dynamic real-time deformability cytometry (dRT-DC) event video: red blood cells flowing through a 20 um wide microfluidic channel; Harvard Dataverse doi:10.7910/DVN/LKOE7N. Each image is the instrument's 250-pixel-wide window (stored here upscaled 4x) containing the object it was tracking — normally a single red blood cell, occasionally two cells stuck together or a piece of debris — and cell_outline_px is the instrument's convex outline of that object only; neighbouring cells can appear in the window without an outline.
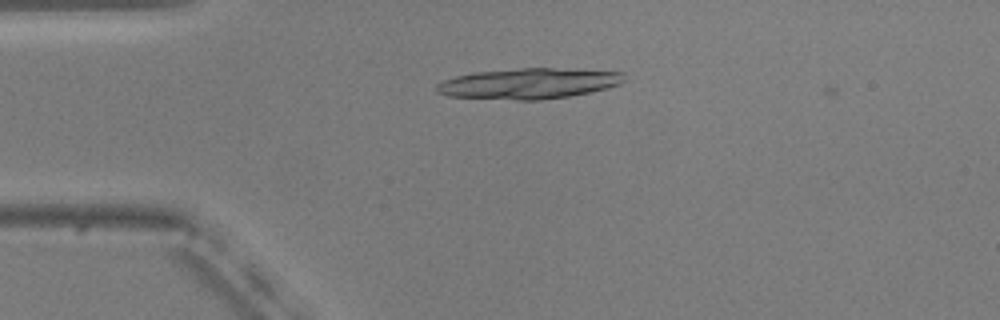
{"species": "common noctule bat (a hibernating species)", "species_latin": "Nyctalus noctula", "temperature_condition": "warm", "stored_images_in_passage": 3, "camera_frame_rate_fps": 3000, "um_per_image_px": 0.085, "animal": {"sex": "male", "body_mass_g": 20.5, "forearm_length_mm": 52.5}, "frame": {"image": 1, "passage_image": 2, "time_ms": 0.333, "image_size_px": [1000, 320], "cell_outline_px": [[624, 80], [620, 84], [608, 88], [568, 96], [540, 100], [516, 100], [448, 96], [436, 92], [436, 84], [444, 80], [456, 76], [476, 72], [520, 68], [552, 68], [624, 72]], "centroid_in_image_um": [44.93, 7.1], "position_along_channel_um": 40.1, "area_um2": 33.29}}